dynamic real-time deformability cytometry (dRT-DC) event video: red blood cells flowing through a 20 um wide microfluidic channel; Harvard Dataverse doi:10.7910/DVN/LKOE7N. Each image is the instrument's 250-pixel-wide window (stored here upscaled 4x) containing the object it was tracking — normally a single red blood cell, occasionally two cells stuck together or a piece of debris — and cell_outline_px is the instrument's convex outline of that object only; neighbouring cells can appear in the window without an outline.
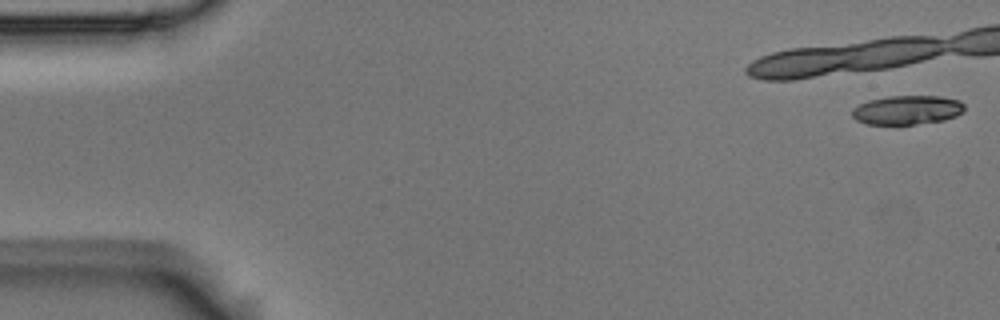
{"species": "Egyptian fruit bat (a non-hibernating species)", "species_latin": "Rousettus aegyptiacus", "temperature_condition": "room temperature", "stored_images_in_passage": 38, "camera_frame_rate_fps": 3000, "um_per_image_px": 0.085, "animal": {"sex": "male"}, "frame": {"image": 1, "passage_image": 1, "time_ms": 0.0, "image_size_px": [1000, 320], "cell_outline_px": [[964, 112], [956, 116], [944, 120], [912, 124], [868, 124], [856, 120], [852, 116], [852, 108], [868, 100], [888, 96], [940, 96], [960, 100], [964, 104]], "centroid_in_image_um": [77.12, 9.34], "position_along_channel_um": 7.9, "area_um2": 19.07}}
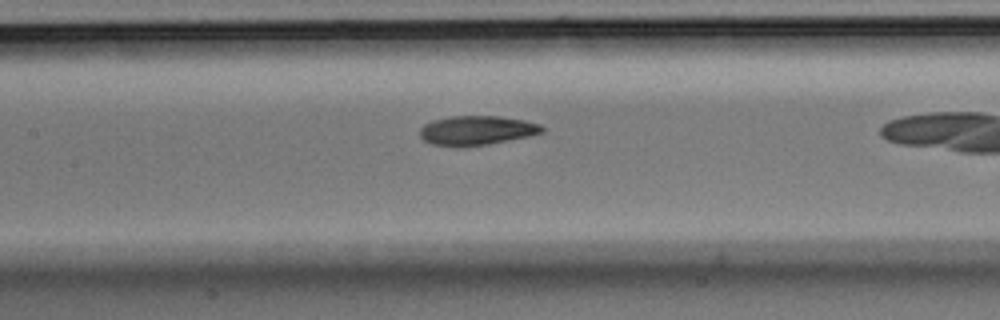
{"frame": {"image": 2, "passage_image": 21, "time_ms": 6.667, "image_size_px": [1000, 320], "cell_outline_px": [[544, 132], [528, 136], [488, 144], [432, 144], [424, 140], [420, 136], [420, 128], [424, 124], [432, 120], [452, 116], [496, 116], [524, 120], [540, 124], [544, 128]], "centroid_in_image_um": [40.54, 11.04], "position_along_channel_um": 166.9, "area_um2": 20.17}}
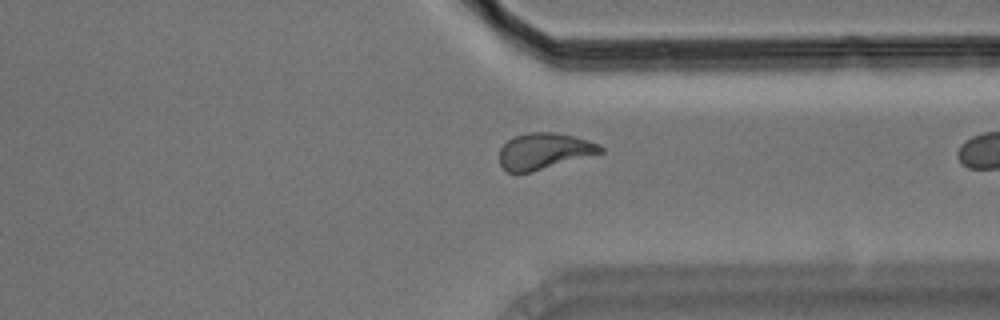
{"frame": {"image": 3, "passage_image": 37, "time_ms": 12.0, "image_size_px": [1000, 320], "cell_outline_px": [[604, 152], [532, 172], [508, 172], [500, 164], [500, 148], [512, 136], [528, 132], [556, 132], [588, 140], [600, 144], [604, 148]], "centroid_in_image_um": [46.26, 12.83], "position_along_channel_um": 365.1, "area_um2": 21.33}}